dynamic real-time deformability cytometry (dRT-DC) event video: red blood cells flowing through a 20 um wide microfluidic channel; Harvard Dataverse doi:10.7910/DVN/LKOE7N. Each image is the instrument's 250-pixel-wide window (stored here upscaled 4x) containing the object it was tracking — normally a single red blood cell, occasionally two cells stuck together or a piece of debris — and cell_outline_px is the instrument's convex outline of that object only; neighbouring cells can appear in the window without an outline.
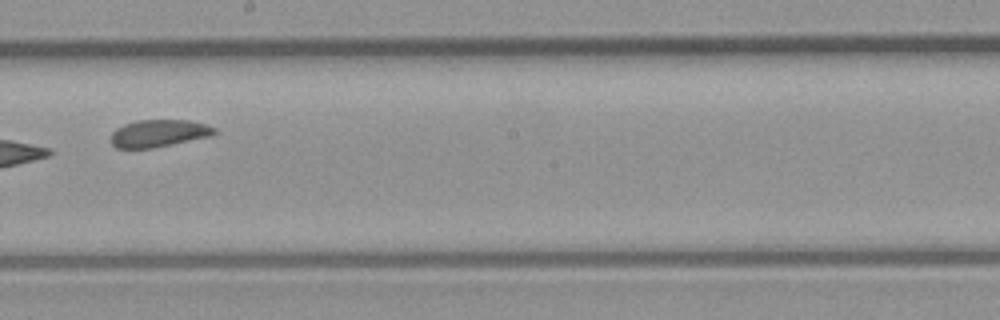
{"species": "common noctule bat (a hibernating species)", "species_latin": "Nyctalus noctula", "temperature_condition": "room temperature", "stored_images_in_passage": 7, "camera_frame_rate_fps": 3000, "um_per_image_px": 0.085, "animal": {"sex": "male", "body_mass_g": 23.1, "forearm_length_mm": 52.7}, "frame": {"image": 1, "passage_image": 6, "time_ms": 1.667, "image_size_px": [1000, 320], "cell_outline_px": [[216, 132], [212, 136], [152, 148], [116, 148], [108, 140], [112, 132], [116, 128], [124, 124], [136, 120], [188, 120], [204, 124], [216, 128]], "centroid_in_image_um": [13.45, 11.33], "position_along_channel_um": 234.7, "area_um2": 16.59}}
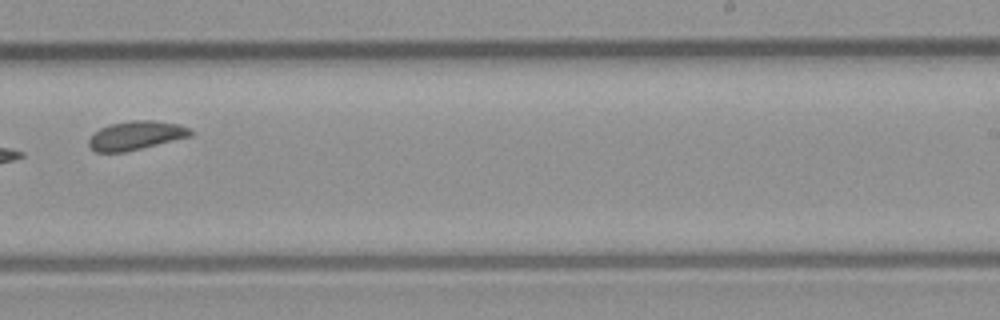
{"frame": {"image": 2, "passage_image": 7, "time_ms": 2.0, "image_size_px": [1000, 320], "cell_outline_px": [[192, 136], [124, 152], [96, 152], [88, 144], [88, 140], [100, 128], [108, 124], [132, 120], [156, 120], [180, 124], [192, 128]], "centroid_in_image_um": [11.59, 11.49], "position_along_channel_um": 277.4, "area_um2": 17.11}}